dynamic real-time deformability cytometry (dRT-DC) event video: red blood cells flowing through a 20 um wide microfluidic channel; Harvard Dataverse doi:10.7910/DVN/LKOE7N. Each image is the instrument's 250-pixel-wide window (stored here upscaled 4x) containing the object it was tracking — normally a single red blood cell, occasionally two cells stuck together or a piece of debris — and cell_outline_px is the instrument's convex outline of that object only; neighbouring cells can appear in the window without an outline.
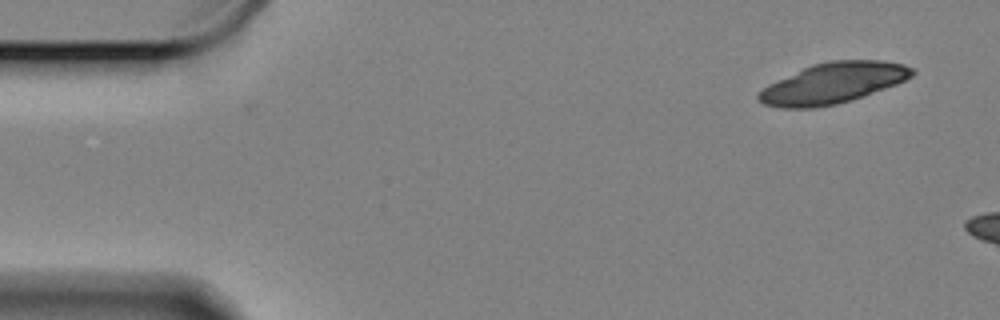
{"species": "Egyptian fruit bat (a non-hibernating species)", "species_latin": "Rousettus aegyptiacus", "temperature_condition": "cold", "stored_images_in_passage": 3, "camera_frame_rate_fps": 3000, "um_per_image_px": 0.085, "animal": {"sex": "female"}, "frame": {"image": 1, "passage_image": 3, "time_ms": 0.667, "image_size_px": [1000, 320], "cell_outline_px": [[916, 72], [912, 76], [896, 84], [852, 100], [836, 104], [816, 108], [780, 108], [764, 104], [756, 100], [756, 96], [768, 84], [776, 80], [812, 64], [828, 60], [884, 60], [904, 64], [916, 68]], "centroid_in_image_um": [70.81, 7.06], "position_along_channel_um": 14.2, "area_um2": 36.59}}